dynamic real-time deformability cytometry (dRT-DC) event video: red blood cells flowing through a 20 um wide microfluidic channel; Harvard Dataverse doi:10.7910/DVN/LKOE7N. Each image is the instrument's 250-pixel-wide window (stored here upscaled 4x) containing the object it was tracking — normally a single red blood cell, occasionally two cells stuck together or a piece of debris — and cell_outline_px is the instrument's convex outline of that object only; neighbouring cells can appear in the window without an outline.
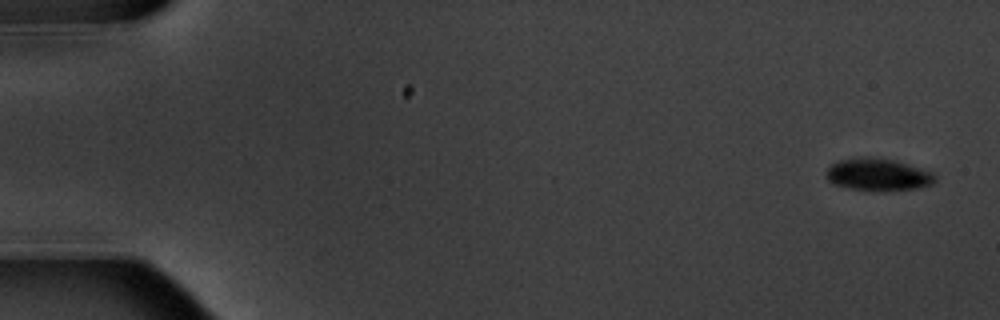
{"species": "common noctule bat (a hibernating species)", "species_latin": "Nyctalus noctula", "temperature_condition": "warm", "stored_images_in_passage": 15, "camera_frame_rate_fps": 3000, "um_per_image_px": 0.085, "animal": {"sex": "male", "body_mass_g": 20.1, "forearm_length_mm": 53.5}, "frame": {"image": 1, "passage_image": 1, "time_ms": 0.0, "image_size_px": [1000, 320], "cell_outline_px": [[936, 180], [932, 184], [916, 188], [884, 192], [876, 192], [848, 188], [836, 184], [828, 180], [824, 176], [828, 168], [832, 164], [840, 160], [864, 156], [892, 160], [932, 172], [936, 176]], "centroid_in_image_um": [74.61, 14.87], "position_along_channel_um": 10.4, "area_um2": 20.52}}
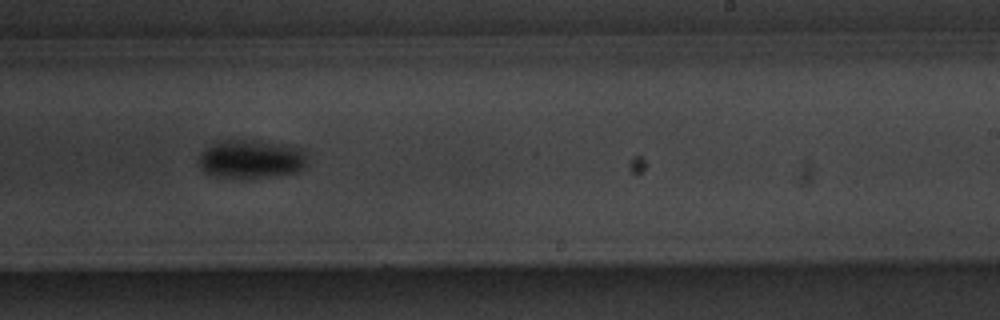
{"frame": {"image": 2, "passage_image": 10, "time_ms": 11.333, "image_size_px": [1000, 320], "cell_outline_px": [[308, 164], [304, 168], [296, 172], [260, 176], [216, 176], [200, 168], [200, 152], [216, 140], [260, 140], [284, 144], [300, 148], [308, 152]], "centroid_in_image_um": [21.4, 13.46], "position_along_channel_um": 267.6, "area_um2": 24.16}}
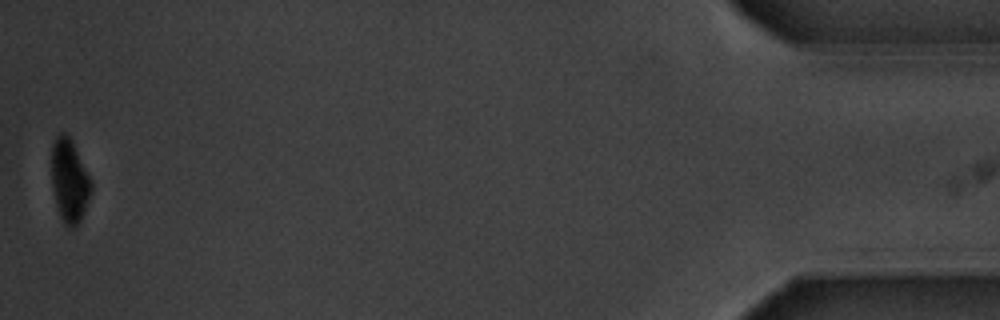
{"frame": {"image": 3, "passage_image": 15, "time_ms": 18.333, "image_size_px": [1000, 320], "cell_outline_px": [[92, 192], [80, 220], [76, 228], [68, 228], [64, 224], [60, 216], [56, 204], [52, 188], [52, 144], [56, 136], [60, 132], [64, 132], [72, 140], [92, 180]], "centroid_in_image_um": [5.91, 15.37], "position_along_channel_um": 429.3, "area_um2": 19.42}, "authors_computed_cell_mechanics": {"area_um2": 21.386, "velocity_mm_per_s": 3.5508, "shape_relaxation_time_tau1_ms": 1.2422, "shape_relaxation_time_tau2_ms": null, "deformation_change_tau1": 0.0824, "deformation_change_tau2": null}}